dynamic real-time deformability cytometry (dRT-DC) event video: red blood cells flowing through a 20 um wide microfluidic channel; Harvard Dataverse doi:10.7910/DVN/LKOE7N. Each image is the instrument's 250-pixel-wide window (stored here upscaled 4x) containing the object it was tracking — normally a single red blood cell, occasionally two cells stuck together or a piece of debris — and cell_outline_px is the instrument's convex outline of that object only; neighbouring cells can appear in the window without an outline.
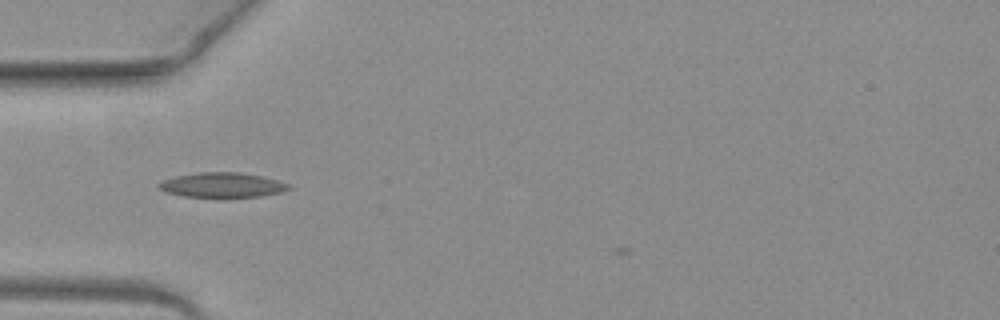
{"species": "common noctule bat (a hibernating species)", "species_latin": "Nyctalus noctula", "temperature_condition": "warm", "stored_images_in_passage": 7, "camera_frame_rate_fps": 3000, "um_per_image_px": 0.085, "animal": {"sex": "female", "body_mass_g": 19.3, "forearm_length_mm": 54.1}, "frame": {"image": 1, "passage_image": 4, "time_ms": 1.0, "image_size_px": [1000, 320], "cell_outline_px": [[292, 188], [280, 192], [260, 196], [184, 196], [164, 192], [156, 188], [156, 184], [164, 180], [176, 176], [200, 172], [240, 172], [260, 176], [292, 184]], "centroid_in_image_um": [18.86, 15.71], "position_along_channel_um": 66.1, "area_um2": 18.55}}